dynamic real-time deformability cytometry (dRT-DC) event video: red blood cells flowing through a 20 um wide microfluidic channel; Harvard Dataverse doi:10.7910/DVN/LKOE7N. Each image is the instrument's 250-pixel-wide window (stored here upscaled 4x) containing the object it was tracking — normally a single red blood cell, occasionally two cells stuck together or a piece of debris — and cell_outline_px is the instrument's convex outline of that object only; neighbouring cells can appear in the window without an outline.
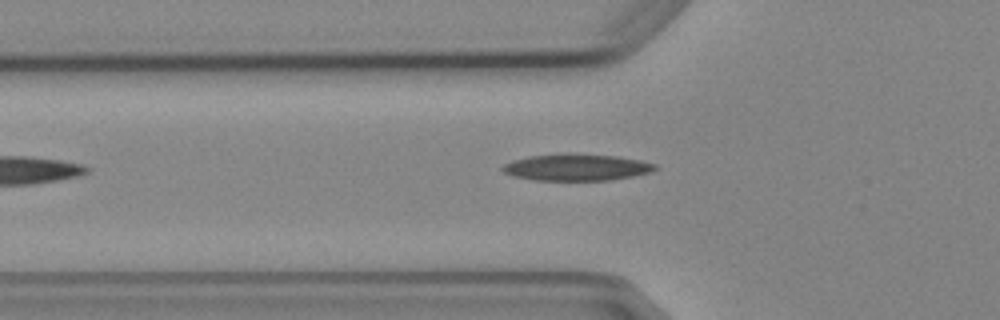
{"species": "Egyptian fruit bat (a non-hibernating species)", "species_latin": "Rousettus aegyptiacus", "temperature_condition": "cold", "stored_images_in_passage": 5, "camera_frame_rate_fps": 3000, "um_per_image_px": 0.085, "animal": {"sex": "female"}, "frame": {"image": 1, "passage_image": 5, "time_ms": 5.333, "image_size_px": [1000, 320], "cell_outline_px": [[660, 168], [652, 172], [612, 180], [532, 180], [512, 176], [504, 172], [500, 168], [504, 164], [512, 160], [528, 156], [560, 152], [568, 152], [616, 156], [640, 160], [656, 164]], "centroid_in_image_um": [48.99, 14.2], "position_along_channel_um": 76.8, "area_um2": 24.28}}